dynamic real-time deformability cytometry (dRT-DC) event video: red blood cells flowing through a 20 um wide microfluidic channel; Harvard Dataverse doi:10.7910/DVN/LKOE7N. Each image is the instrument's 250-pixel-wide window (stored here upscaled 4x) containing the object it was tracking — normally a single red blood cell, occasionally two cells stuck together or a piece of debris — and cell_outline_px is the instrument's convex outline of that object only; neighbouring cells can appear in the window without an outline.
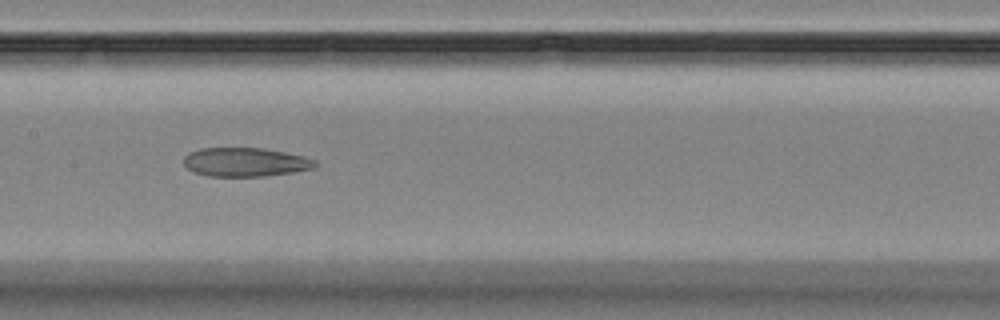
{"species": "Egyptian fruit bat (a non-hibernating species)", "species_latin": "Rousettus aegyptiacus", "temperature_condition": "room temperature", "stored_images_in_passage": 6, "camera_frame_rate_fps": 3000, "um_per_image_px": 0.085, "animal": {"sex": "female"}, "frame": {"image": 1, "passage_image": 5, "time_ms": 4.667, "image_size_px": [1000, 320], "cell_outline_px": [[316, 164], [312, 168], [292, 172], [264, 176], [208, 176], [196, 172], [188, 168], [184, 164], [184, 156], [188, 152], [200, 148], [264, 148], [304, 156], [316, 160]], "centroid_in_image_um": [20.83, 13.77], "position_along_channel_um": 186.6, "area_um2": 21.96}}
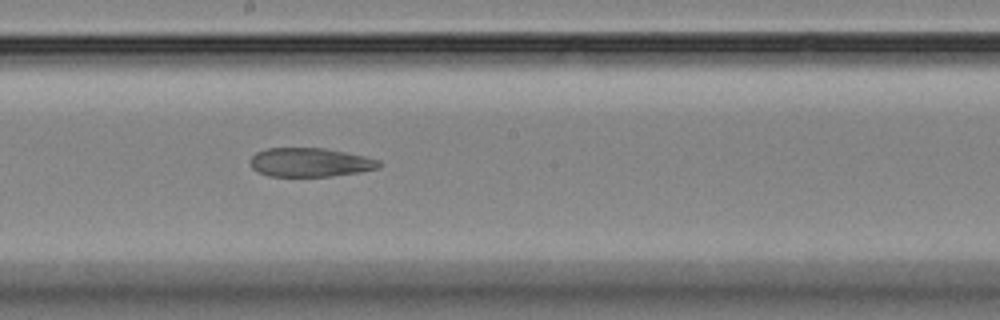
{"frame": {"image": 2, "passage_image": 6, "time_ms": 5.667, "image_size_px": [1000, 320], "cell_outline_px": [[380, 168], [360, 172], [332, 176], [268, 176], [252, 168], [248, 160], [256, 152], [268, 148], [324, 148], [364, 156], [380, 160]], "centroid_in_image_um": [26.35, 13.8], "position_along_channel_um": 221.9, "area_um2": 21.68}}